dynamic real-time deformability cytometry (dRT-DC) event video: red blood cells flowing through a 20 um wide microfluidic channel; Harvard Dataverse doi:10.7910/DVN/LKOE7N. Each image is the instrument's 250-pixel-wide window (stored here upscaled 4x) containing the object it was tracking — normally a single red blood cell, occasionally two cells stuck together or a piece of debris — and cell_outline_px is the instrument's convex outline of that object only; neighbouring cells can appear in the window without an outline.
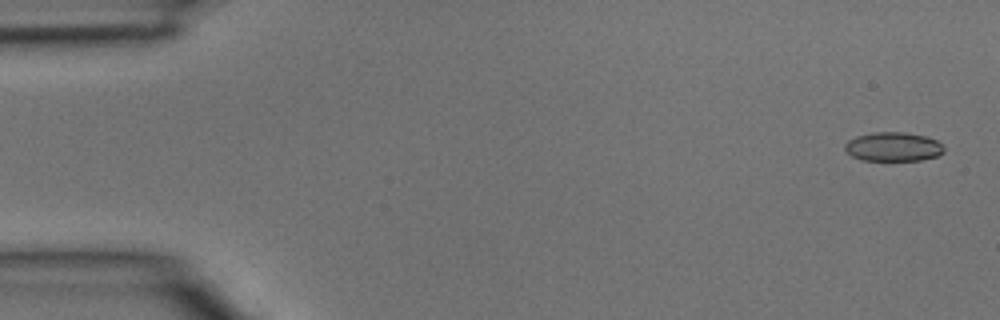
{"species": "common noctule bat (a hibernating species)", "species_latin": "Nyctalus noctula", "temperature_condition": "room temperature", "stored_images_in_passage": 4, "camera_frame_rate_fps": 3000, "um_per_image_px": 0.085, "animal": {"sex": "male", "body_mass_g": 15.6}, "frame": {"image": 1, "passage_image": 1, "time_ms": 0.0, "image_size_px": [1000, 320], "cell_outline_px": [[944, 152], [936, 156], [920, 160], [864, 160], [852, 156], [844, 148], [844, 144], [848, 140], [856, 136], [872, 132], [904, 132], [928, 136], [936, 140], [944, 148]], "centroid_in_image_um": [75.91, 12.46], "position_along_channel_um": 9.1, "area_um2": 16.76}}